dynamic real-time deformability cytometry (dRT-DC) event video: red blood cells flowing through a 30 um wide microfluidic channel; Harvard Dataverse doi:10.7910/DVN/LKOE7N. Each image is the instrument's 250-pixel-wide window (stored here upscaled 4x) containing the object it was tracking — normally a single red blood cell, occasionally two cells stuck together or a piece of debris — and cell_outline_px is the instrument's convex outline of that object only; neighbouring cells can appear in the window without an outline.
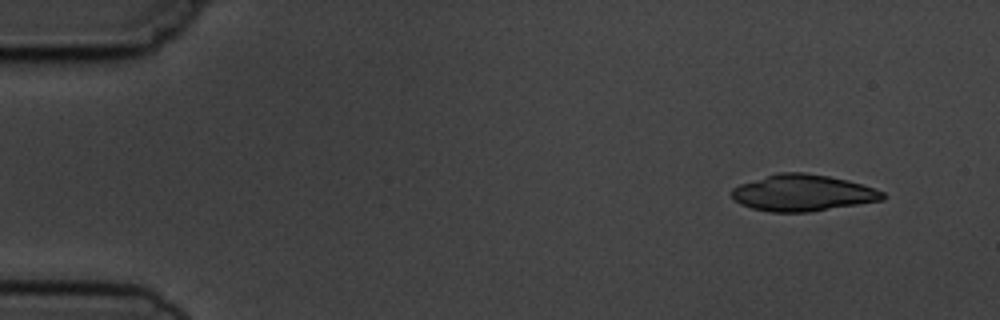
{"species": "common noctule bat (a hibernating species)", "species_latin": "Nyctalus noctula", "temperature_condition": "cold", "stored_images_in_passage": 3, "camera_frame_rate_fps": 3000, "um_per_image_px": 0.085, "animal": {"sex": "male", "body_mass_g": 19.5, "forearm_length_mm": 54.6}, "frame": {"image": 1, "passage_image": 1, "time_ms": 0.0, "image_size_px": [1000, 320], "cell_outline_px": [[888, 196], [884, 200], [808, 212], [768, 212], [752, 208], [740, 204], [732, 196], [732, 188], [740, 184], [776, 172], [804, 172], [828, 176], [848, 180], [884, 192]], "centroid_in_image_um": [68.23, 16.39], "position_along_channel_um": 16.8, "area_um2": 32.08}}